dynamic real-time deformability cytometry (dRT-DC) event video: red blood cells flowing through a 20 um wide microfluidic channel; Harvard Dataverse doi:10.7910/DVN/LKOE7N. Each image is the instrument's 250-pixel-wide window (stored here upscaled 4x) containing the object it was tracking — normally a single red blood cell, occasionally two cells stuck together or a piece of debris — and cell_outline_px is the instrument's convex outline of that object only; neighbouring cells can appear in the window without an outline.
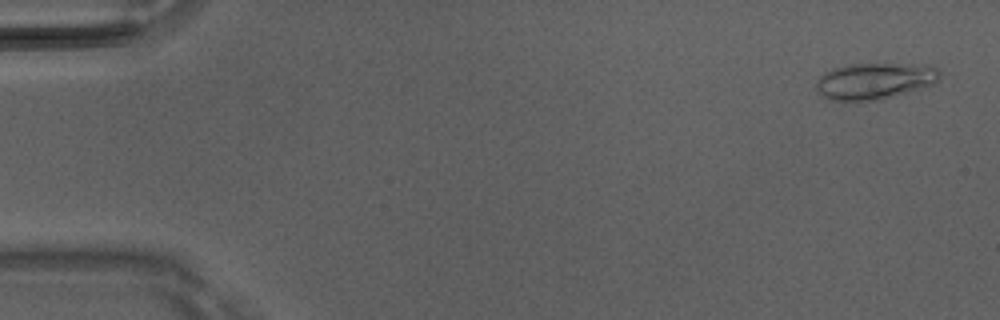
{"species": "Egyptian fruit bat (a non-hibernating species)", "species_latin": "Rousettus aegyptiacus", "temperature_condition": "room temperature", "stored_images_in_passage": 6, "camera_frame_rate_fps": 3000, "um_per_image_px": 0.085, "animal": {"sex": "male"}, "frame": {"image": 1, "passage_image": 1, "time_ms": 0.0, "image_size_px": [1000, 320], "cell_outline_px": [[940, 76], [936, 84], [880, 100], [832, 100], [816, 92], [816, 80], [824, 72], [832, 68], [852, 64], [932, 64], [940, 72]], "centroid_in_image_um": [74.37, 6.87], "position_along_channel_um": 10.6, "area_um2": 26.41}}
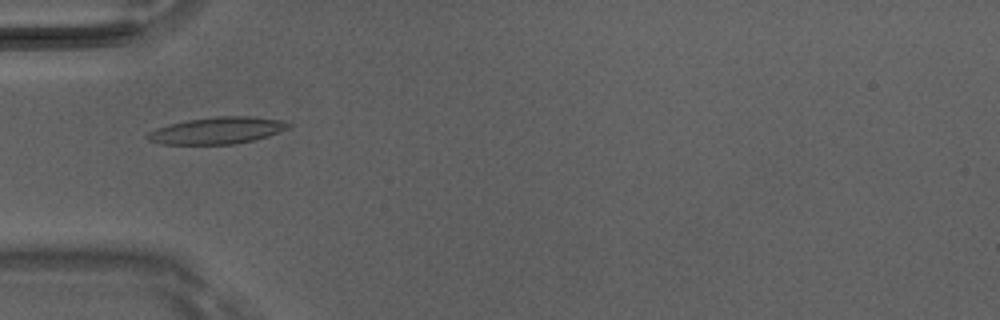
{"frame": {"image": 2, "passage_image": 5, "time_ms": 1.333, "image_size_px": [1000, 320], "cell_outline_px": [[292, 124], [288, 128], [268, 136], [252, 140], [232, 144], [160, 144], [148, 140], [144, 136], [148, 132], [156, 128], [168, 124], [188, 120], [216, 116], [252, 116], [280, 120]], "centroid_in_image_um": [18.41, 11.09], "position_along_channel_um": 66.6, "area_um2": 21.96}}